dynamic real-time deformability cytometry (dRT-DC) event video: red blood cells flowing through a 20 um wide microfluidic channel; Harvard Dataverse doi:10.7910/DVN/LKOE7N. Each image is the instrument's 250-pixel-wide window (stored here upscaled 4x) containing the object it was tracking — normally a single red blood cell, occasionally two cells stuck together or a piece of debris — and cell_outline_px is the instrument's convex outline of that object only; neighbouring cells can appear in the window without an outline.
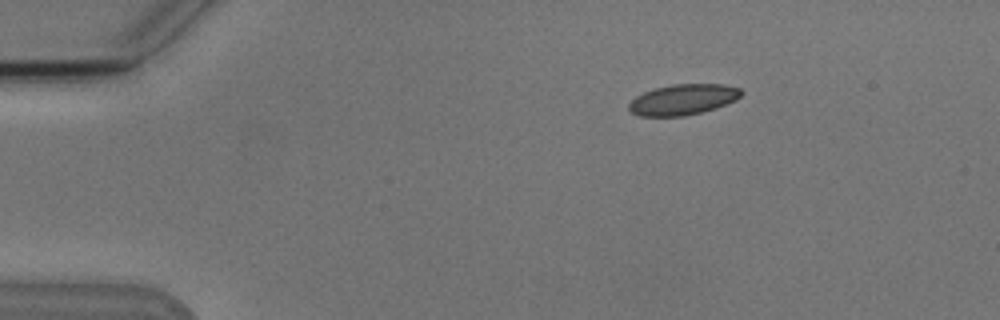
{"species": "Egyptian fruit bat (a non-hibernating species)", "species_latin": "Rousettus aegyptiacus", "temperature_condition": "cold", "stored_images_in_passage": 3, "camera_frame_rate_fps": 3000, "um_per_image_px": 0.085, "animal": {"sex": "male"}, "frame": {"image": 1, "passage_image": 1, "time_ms": 0.0, "image_size_px": [1000, 320], "cell_outline_px": [[744, 92], [736, 100], [716, 108], [684, 116], [640, 116], [632, 112], [628, 108], [628, 104], [636, 96], [644, 92], [656, 88], [672, 84], [724, 84], [740, 88]], "centroid_in_image_um": [58.08, 8.45], "position_along_channel_um": 26.9, "area_um2": 20.06}}